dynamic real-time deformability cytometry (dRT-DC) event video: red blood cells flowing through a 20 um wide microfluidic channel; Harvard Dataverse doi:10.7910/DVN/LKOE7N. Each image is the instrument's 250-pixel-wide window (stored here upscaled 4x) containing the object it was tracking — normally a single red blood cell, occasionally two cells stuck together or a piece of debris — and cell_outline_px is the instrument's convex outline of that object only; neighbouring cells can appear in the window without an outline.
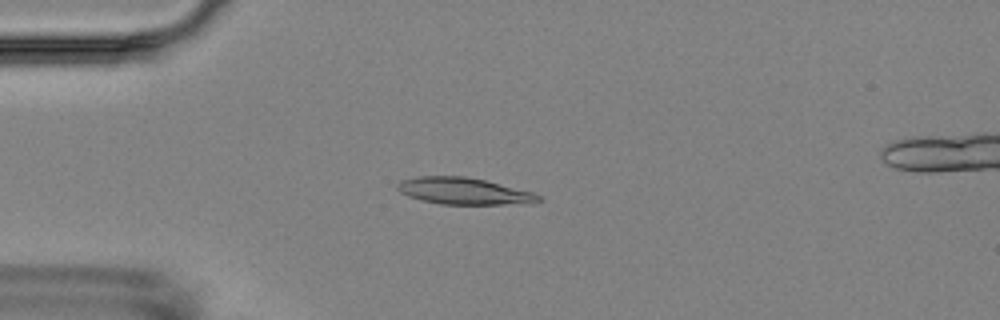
{"species": "Egyptian fruit bat (a non-hibernating species)", "species_latin": "Rousettus aegyptiacus", "temperature_condition": "room temperature", "stored_images_in_passage": 18, "camera_frame_rate_fps": 3000, "um_per_image_px": 0.085, "animal": {"sex": "female"}, "frame": {"image": 1, "passage_image": 5, "time_ms": 4.667, "image_size_px": [1000, 320], "cell_outline_px": [[544, 200], [532, 204], [440, 204], [408, 196], [400, 192], [396, 188], [396, 184], [400, 180], [416, 176], [464, 176], [484, 180], [532, 192], [540, 196]], "centroid_in_image_um": [39.43, 16.24], "position_along_channel_um": 45.6, "area_um2": 22.02}}
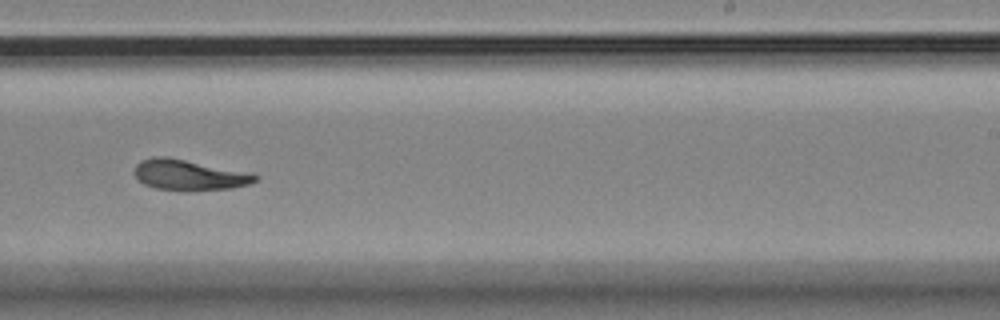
{"frame": {"image": 2, "passage_image": 11, "time_ms": 11.667, "image_size_px": [1000, 320], "cell_outline_px": [[260, 176], [252, 184], [232, 188], [184, 192], [156, 188], [144, 184], [132, 172], [136, 164], [140, 160], [152, 156], [164, 156], [252, 172]], "centroid_in_image_um": [16.1, 14.88], "position_along_channel_um": 272.9, "area_um2": 22.08}}
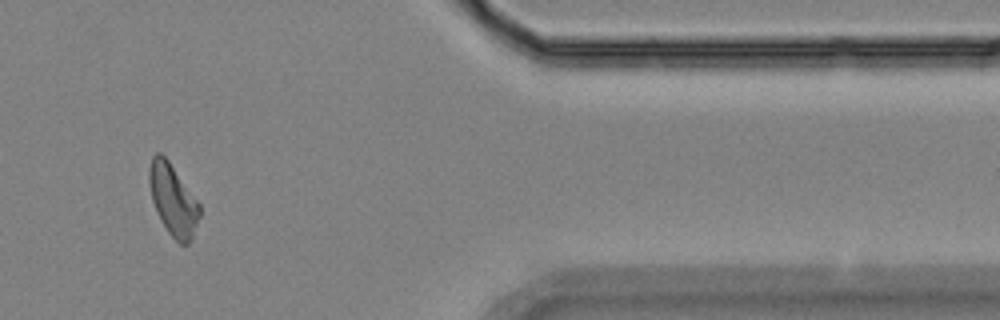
{"frame": {"image": 3, "passage_image": 15, "time_ms": 16.0, "image_size_px": [1000, 320], "cell_outline_px": [[200, 216], [192, 240], [188, 244], [180, 244], [168, 232], [160, 220], [152, 200], [148, 180], [148, 168], [152, 156], [156, 152], [160, 152], [168, 160], [200, 204]], "centroid_in_image_um": [14.7, 16.99], "position_along_channel_um": 396.7, "area_um2": 20.98}, "authors_computed_cell_mechanics": {"area_um2": 21.7906, "velocity_mm_per_s": 3.5119, "shape_relaxation_time_tau1_ms": 3.1911, "shape_relaxation_time_tau2_ms": 2.7558, "deformation_change_tau1": 0.1007, "deformation_change_tau2": 0.0701}}